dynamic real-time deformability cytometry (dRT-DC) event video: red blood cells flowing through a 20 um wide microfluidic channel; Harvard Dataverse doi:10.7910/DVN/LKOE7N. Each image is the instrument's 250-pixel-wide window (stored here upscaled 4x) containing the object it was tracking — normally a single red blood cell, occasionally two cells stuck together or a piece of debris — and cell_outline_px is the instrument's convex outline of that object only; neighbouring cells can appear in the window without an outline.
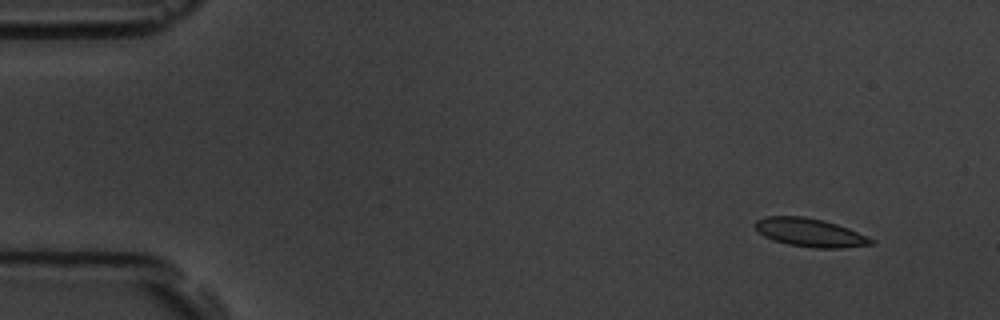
{"species": "common noctule bat (a hibernating species)", "species_latin": "Nyctalus noctula", "temperature_condition": "room temperature", "stored_images_in_passage": 5, "camera_frame_rate_fps": 3000, "um_per_image_px": 0.085, "animal": {"sex": "male", "body_mass_g": 19.5, "forearm_length_mm": 54.6}, "frame": {"image": 1, "passage_image": 1, "time_ms": 0.0, "image_size_px": [1000, 320], "cell_outline_px": [[876, 244], [844, 248], [812, 248], [788, 244], [772, 240], [764, 236], [752, 224], [756, 220], [764, 216], [804, 216], [824, 220], [848, 228], [876, 240]], "centroid_in_image_um": [68.86, 19.77], "position_along_channel_um": 16.1, "area_um2": 19.42}}
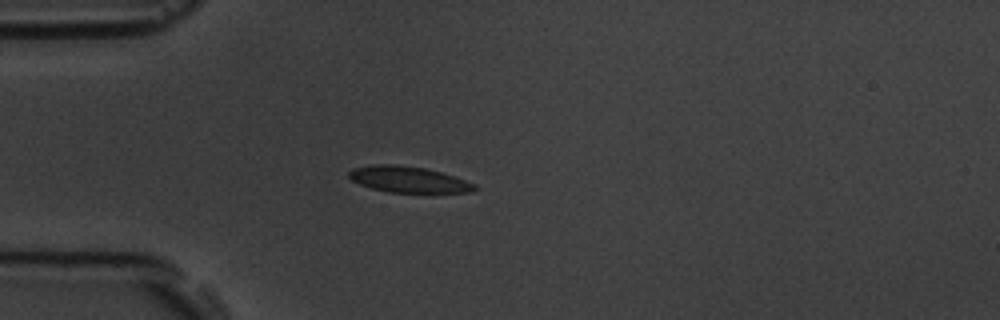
{"frame": {"image": 2, "passage_image": 4, "time_ms": 3.667, "image_size_px": [1000, 320], "cell_outline_px": [[480, 188], [468, 192], [388, 192], [372, 188], [360, 184], [352, 180], [348, 176], [348, 172], [352, 168], [372, 164], [396, 164], [424, 168], [444, 172], [476, 184]], "centroid_in_image_um": [34.72, 15.24], "position_along_channel_um": 50.3, "area_um2": 19.19}}